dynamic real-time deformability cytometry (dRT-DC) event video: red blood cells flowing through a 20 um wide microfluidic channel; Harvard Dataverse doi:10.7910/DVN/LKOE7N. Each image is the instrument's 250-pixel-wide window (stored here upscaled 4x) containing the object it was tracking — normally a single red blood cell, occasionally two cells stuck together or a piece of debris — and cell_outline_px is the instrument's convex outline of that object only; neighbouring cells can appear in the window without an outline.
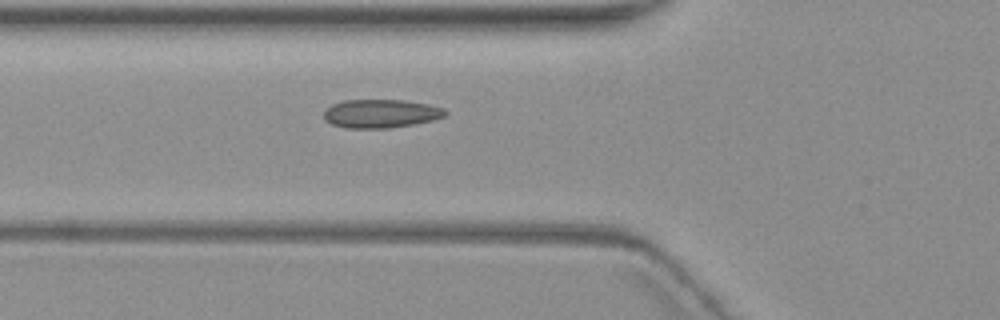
{"species": "common noctule bat (a hibernating species)", "species_latin": "Nyctalus noctula", "temperature_condition": "warm", "stored_images_in_passage": 6, "camera_frame_rate_fps": 3000, "um_per_image_px": 0.085, "animal": {"sex": "female", "body_mass_g": 19.3, "forearm_length_mm": 54.1}, "frame": {"image": 1, "passage_image": 6, "time_ms": 6.667, "image_size_px": [1000, 320], "cell_outline_px": [[448, 116], [432, 120], [412, 124], [388, 128], [344, 128], [332, 124], [324, 120], [324, 112], [332, 104], [344, 100], [404, 100], [428, 104], [444, 108], [448, 112]], "centroid_in_image_um": [32.38, 9.65], "position_along_channel_um": 93.4, "area_um2": 20.23}}